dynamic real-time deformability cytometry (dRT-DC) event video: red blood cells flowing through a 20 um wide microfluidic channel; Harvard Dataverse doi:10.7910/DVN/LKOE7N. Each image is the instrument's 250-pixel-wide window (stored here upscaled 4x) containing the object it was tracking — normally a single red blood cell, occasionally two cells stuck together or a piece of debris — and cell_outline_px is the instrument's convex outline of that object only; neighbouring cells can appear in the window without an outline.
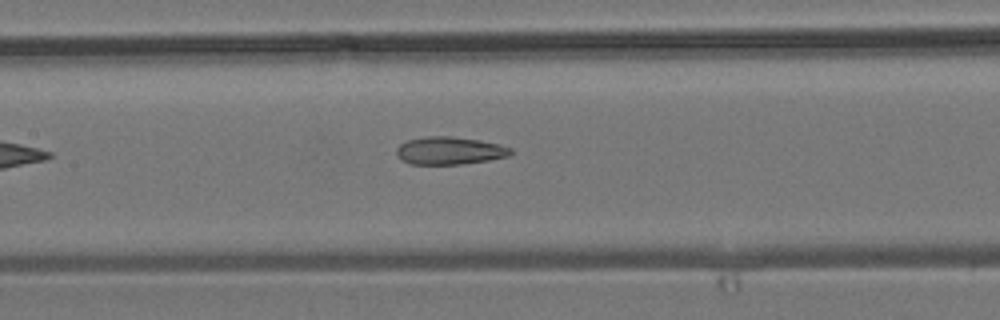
{"species": "common noctule bat (a hibernating species)", "species_latin": "Nyctalus noctula", "temperature_condition": "room temperature", "stored_images_in_passage": 9, "camera_frame_rate_fps": 3000, "um_per_image_px": 0.085, "animal": {"sex": "male", "body_mass_g": 19.2, "forearm_length_mm": 51.8}, "frame": {"image": 1, "passage_image": 9, "time_ms": 10.0, "image_size_px": [1000, 320], "cell_outline_px": [[512, 152], [508, 156], [488, 160], [460, 164], [408, 164], [400, 160], [396, 156], [396, 148], [400, 144], [408, 140], [428, 136], [452, 136], [480, 140], [512, 148]], "centroid_in_image_um": [38.16, 12.81], "position_along_channel_um": 169.2, "area_um2": 18.44}}